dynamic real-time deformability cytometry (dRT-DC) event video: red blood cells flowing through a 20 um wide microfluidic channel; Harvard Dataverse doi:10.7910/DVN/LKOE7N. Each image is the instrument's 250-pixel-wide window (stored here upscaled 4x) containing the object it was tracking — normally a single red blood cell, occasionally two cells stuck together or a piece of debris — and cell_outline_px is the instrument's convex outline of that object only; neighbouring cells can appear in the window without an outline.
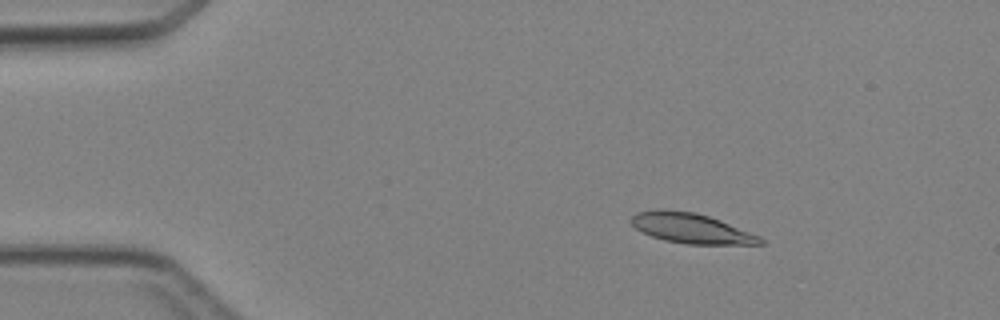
{"species": "Egyptian fruit bat (a non-hibernating species)", "species_latin": "Rousettus aegyptiacus", "temperature_condition": "cold", "stored_images_in_passage": 4, "camera_frame_rate_fps": 3000, "um_per_image_px": 0.085, "animal": {"sex": "female"}, "frame": {"image": 1, "passage_image": 3, "time_ms": 2.333, "image_size_px": [1000, 320], "cell_outline_px": [[764, 244], [684, 244], [664, 240], [652, 236], [636, 228], [628, 220], [636, 212], [656, 208], [696, 212], [720, 220], [760, 236], [764, 240]], "centroid_in_image_um": [58.72, 19.39], "position_along_channel_um": 26.3, "area_um2": 22.66}}